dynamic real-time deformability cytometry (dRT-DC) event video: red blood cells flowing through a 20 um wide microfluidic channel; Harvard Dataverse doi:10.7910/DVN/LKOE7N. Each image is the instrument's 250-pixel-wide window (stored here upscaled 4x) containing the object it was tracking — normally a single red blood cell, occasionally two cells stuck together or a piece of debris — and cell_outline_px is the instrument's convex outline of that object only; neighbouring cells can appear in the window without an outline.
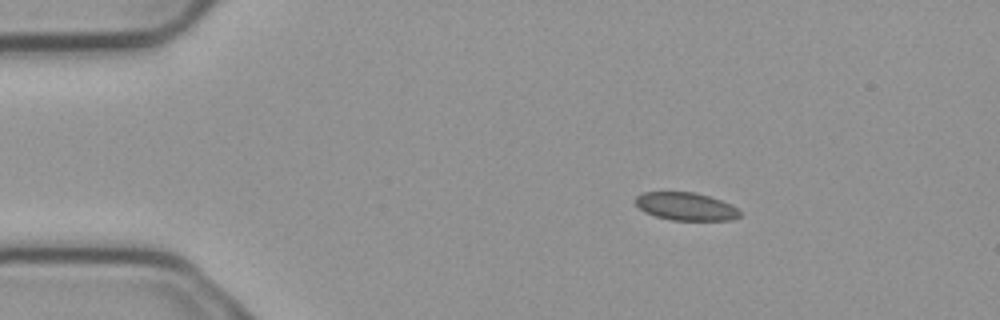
{"species": "common noctule bat (a hibernating species)", "species_latin": "Nyctalus noctula", "temperature_condition": "cold", "stored_images_in_passage": 3, "camera_frame_rate_fps": 3000, "um_per_image_px": 0.085, "animal": {"sex": "male", "body_mass_g": 23.1, "forearm_length_mm": 52.7}, "frame": {"image": 1, "passage_image": 2, "time_ms": 0.333, "image_size_px": [1000, 320], "cell_outline_px": [[740, 216], [732, 220], [672, 220], [656, 216], [644, 212], [636, 204], [636, 196], [644, 192], [696, 192], [732, 204], [740, 212]], "centroid_in_image_um": [58.3, 17.55], "position_along_channel_um": 26.7, "area_um2": 16.88}}